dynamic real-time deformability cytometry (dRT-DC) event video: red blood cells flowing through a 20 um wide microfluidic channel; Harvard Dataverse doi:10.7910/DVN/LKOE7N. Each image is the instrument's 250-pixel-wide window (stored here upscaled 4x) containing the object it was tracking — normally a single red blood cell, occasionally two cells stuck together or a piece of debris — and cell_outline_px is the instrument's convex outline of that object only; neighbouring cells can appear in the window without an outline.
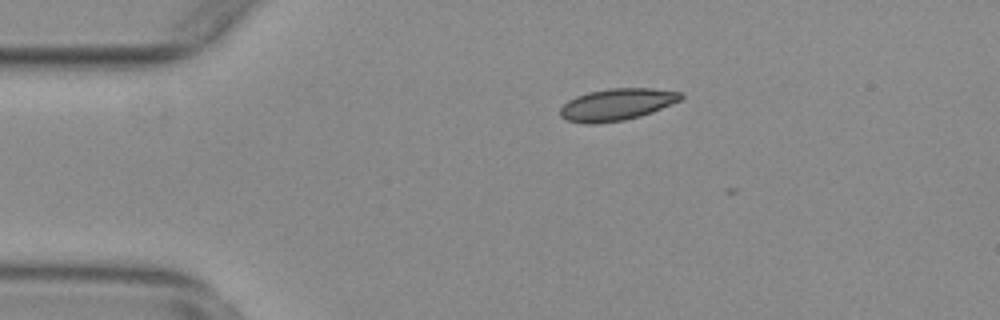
{"species": "common noctule bat (a hibernating species)", "species_latin": "Nyctalus noctula", "temperature_condition": "warm", "stored_images_in_passage": 5, "camera_frame_rate_fps": 3000, "um_per_image_px": 0.085, "animal": {"sex": "female", "body_mass_g": 29.2, "forearm_length_mm": 56.3}, "frame": {"image": 1, "passage_image": 1, "time_ms": 0.0, "image_size_px": [1000, 320], "cell_outline_px": [[684, 96], [680, 100], [652, 112], [640, 116], [624, 120], [596, 124], [584, 124], [568, 120], [560, 116], [560, 108], [568, 100], [576, 96], [588, 92], [608, 88], [652, 88], [680, 92]], "centroid_in_image_um": [52.4, 8.88], "position_along_channel_um": 32.6, "area_um2": 22.43}}